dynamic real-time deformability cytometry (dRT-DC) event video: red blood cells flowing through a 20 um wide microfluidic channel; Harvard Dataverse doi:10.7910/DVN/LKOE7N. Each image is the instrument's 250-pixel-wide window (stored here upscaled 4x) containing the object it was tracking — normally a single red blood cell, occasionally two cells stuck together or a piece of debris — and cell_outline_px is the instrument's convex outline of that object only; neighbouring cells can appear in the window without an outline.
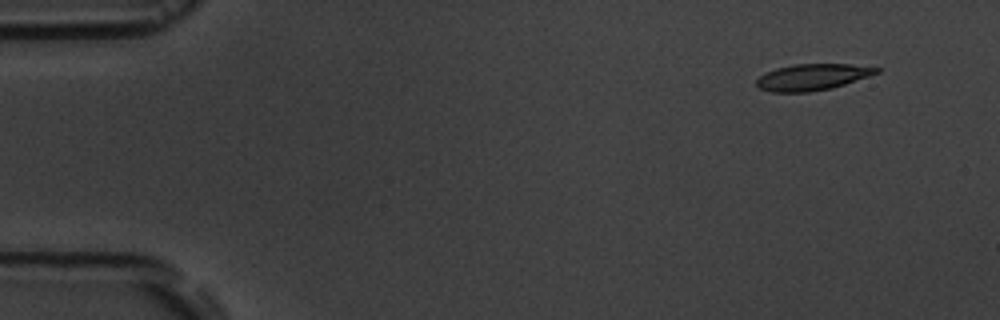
{"species": "common noctule bat (a hibernating species)", "species_latin": "Nyctalus noctula", "temperature_condition": "room temperature", "stored_images_in_passage": 6, "segment_of_instrument_passage": [2, 2], "camera_frame_rate_fps": 3000, "um_per_image_px": 0.085, "animal": {"sex": "male", "body_mass_g": 19.5, "forearm_length_mm": 54.6}, "frame": {"image": 1, "passage_image": 6, "time_ms": 6.0, "image_size_px": [1000, 320], "cell_outline_px": [[880, 72], [832, 88], [808, 92], [772, 92], [760, 88], [756, 84], [756, 80], [760, 76], [776, 68], [792, 64], [848, 64], [880, 68]], "centroid_in_image_um": [69.03, 6.55], "position_along_channel_um": 16.0, "area_um2": 18.21}}